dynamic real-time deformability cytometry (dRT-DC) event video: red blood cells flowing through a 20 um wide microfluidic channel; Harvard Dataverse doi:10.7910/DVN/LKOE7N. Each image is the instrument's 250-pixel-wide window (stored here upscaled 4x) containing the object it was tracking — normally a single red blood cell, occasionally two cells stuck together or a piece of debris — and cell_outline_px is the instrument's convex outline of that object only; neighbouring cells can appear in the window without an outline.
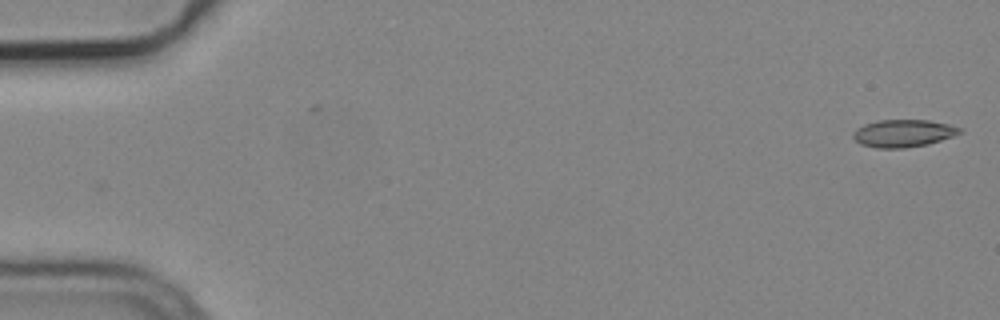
{"species": "common noctule bat (a hibernating species)", "species_latin": "Nyctalus noctula", "temperature_condition": "cold", "stored_images_in_passage": 6, "camera_frame_rate_fps": 3000, "um_per_image_px": 0.085, "animal": {"sex": "male", "body_mass_g": 19.2, "forearm_length_mm": 51.8}, "frame": {"image": 1, "passage_image": 1, "time_ms": 0.0, "image_size_px": [1000, 320], "cell_outline_px": [[964, 132], [928, 144], [904, 148], [876, 148], [860, 144], [852, 136], [852, 132], [856, 128], [864, 124], [880, 120], [928, 120], [948, 124], [964, 128]], "centroid_in_image_um": [76.78, 11.32], "position_along_channel_um": 8.2, "area_um2": 17.17}}
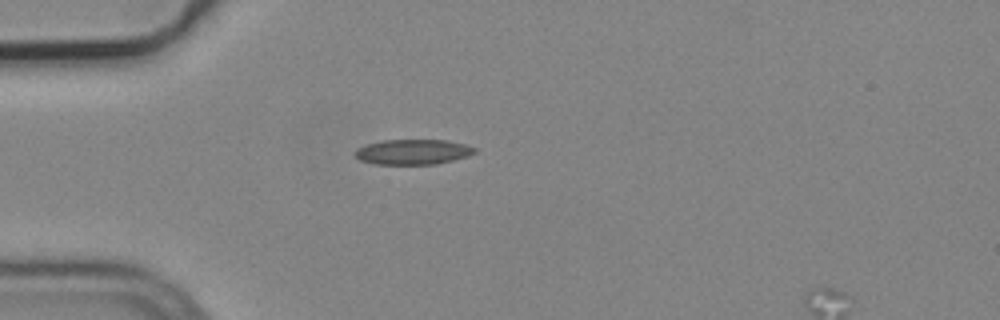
{"frame": {"image": 2, "passage_image": 5, "time_ms": 1.333, "image_size_px": [1000, 320], "cell_outline_px": [[476, 152], [468, 156], [436, 164], [376, 164], [360, 160], [352, 152], [356, 148], [368, 144], [384, 140], [448, 140], [464, 144], [476, 148]], "centroid_in_image_um": [35.09, 12.91], "position_along_channel_um": 49.9, "area_um2": 17.51}}